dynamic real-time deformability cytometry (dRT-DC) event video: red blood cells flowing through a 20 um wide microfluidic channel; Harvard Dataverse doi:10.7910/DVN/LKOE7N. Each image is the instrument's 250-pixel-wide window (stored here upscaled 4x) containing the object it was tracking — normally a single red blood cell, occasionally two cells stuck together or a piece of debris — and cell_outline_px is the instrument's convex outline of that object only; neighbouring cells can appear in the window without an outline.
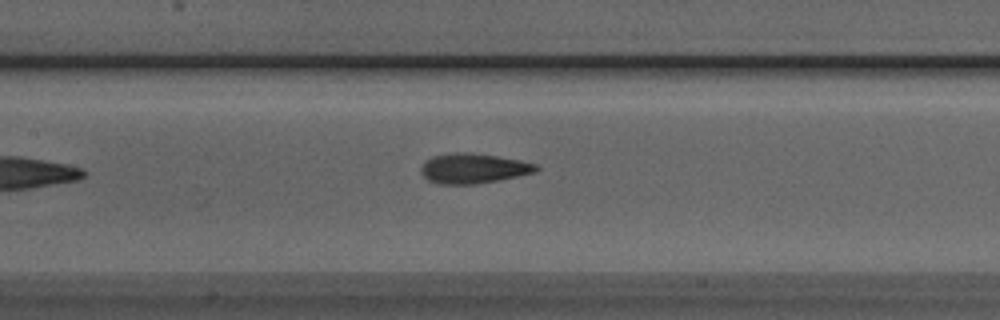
{"species": "Egyptian fruit bat (a non-hibernating species)", "species_latin": "Rousettus aegyptiacus", "temperature_condition": "room temperature", "stored_images_in_passage": 5, "camera_frame_rate_fps": 3000, "um_per_image_px": 0.085, "animal": {"sex": "male"}, "frame": {"image": 1, "passage_image": 5, "time_ms": 1.333, "image_size_px": [1000, 320], "cell_outline_px": [[540, 168], [536, 172], [476, 184], [436, 184], [428, 180], [420, 172], [420, 168], [424, 160], [432, 156], [456, 152], [472, 152], [520, 160], [536, 164]], "centroid_in_image_um": [40.19, 14.3], "position_along_channel_um": 167.2, "area_um2": 20.17}}